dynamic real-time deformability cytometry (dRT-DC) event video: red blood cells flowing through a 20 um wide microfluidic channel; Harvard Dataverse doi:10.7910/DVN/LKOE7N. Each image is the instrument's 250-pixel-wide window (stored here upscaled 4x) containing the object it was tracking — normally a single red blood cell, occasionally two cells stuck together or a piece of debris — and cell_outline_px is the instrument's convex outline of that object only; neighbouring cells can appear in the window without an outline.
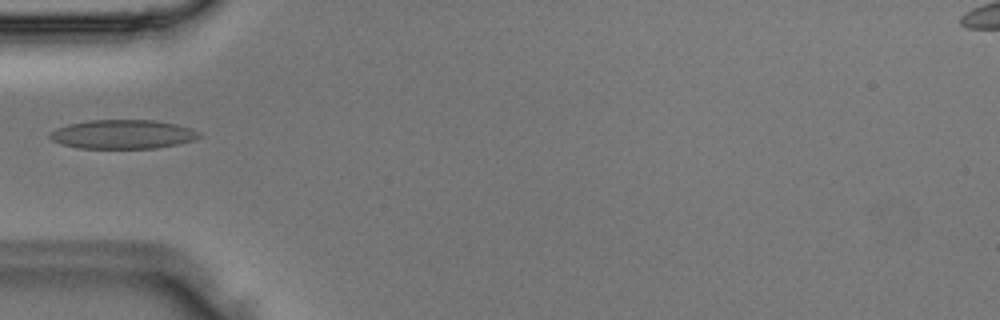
{"species": "Egyptian fruit bat (a non-hibernating species)", "species_latin": "Rousettus aegyptiacus", "temperature_condition": "room temperature", "stored_images_in_passage": 4, "camera_frame_rate_fps": 3000, "um_per_image_px": 0.085, "animal": {"sex": "male"}, "frame": {"image": 1, "passage_image": 4, "time_ms": 1.0, "image_size_px": [1000, 320], "cell_outline_px": [[200, 136], [192, 140], [176, 144], [156, 148], [80, 148], [64, 144], [52, 140], [48, 136], [56, 128], [68, 124], [88, 120], [156, 120], [176, 124], [192, 128], [200, 132]], "centroid_in_image_um": [10.44, 11.4], "position_along_channel_um": 74.6, "area_um2": 25.09}}